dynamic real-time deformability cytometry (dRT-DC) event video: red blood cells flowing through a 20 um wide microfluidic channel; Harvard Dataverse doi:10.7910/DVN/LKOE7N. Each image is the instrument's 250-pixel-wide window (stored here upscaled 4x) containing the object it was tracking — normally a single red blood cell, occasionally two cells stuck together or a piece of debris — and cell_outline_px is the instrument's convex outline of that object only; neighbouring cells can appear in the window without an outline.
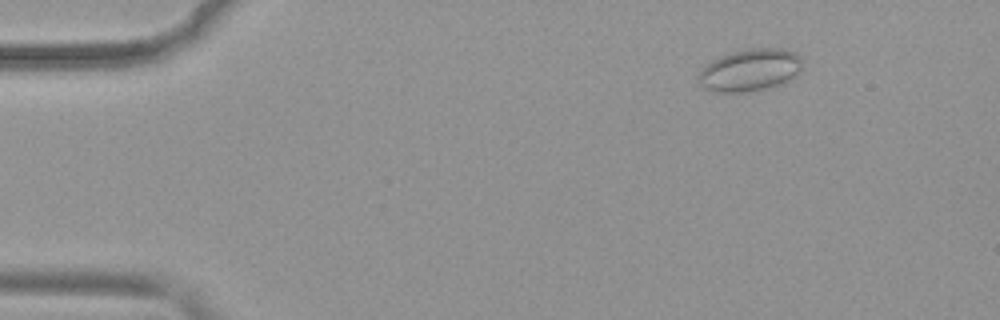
{"species": "common noctule bat (a hibernating species)", "species_latin": "Nyctalus noctula", "temperature_condition": "warm", "stored_images_in_passage": 52, "camera_frame_rate_fps": 3000, "um_per_image_px": 0.085, "animal": {"sex": "female", "body_mass_g": 19.9}, "frame": {"image": 1, "passage_image": 7, "time_ms": 2.0, "image_size_px": [1000, 320], "cell_outline_px": [[800, 68], [796, 76], [776, 84], [764, 88], [748, 92], [712, 92], [700, 88], [696, 80], [696, 76], [700, 68], [712, 60], [720, 56], [732, 52], [752, 48], [784, 48], [800, 56]], "centroid_in_image_um": [63.62, 5.96], "position_along_channel_um": 21.4, "area_um2": 25.66}}
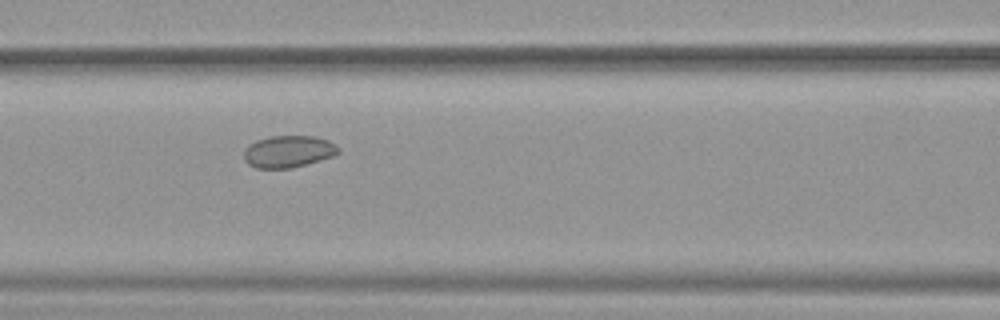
{"frame": {"image": 2, "passage_image": 23, "time_ms": 7.333, "image_size_px": [1000, 320], "cell_outline_px": [[340, 152], [332, 156], [292, 168], [256, 168], [248, 164], [244, 160], [244, 148], [248, 144], [256, 140], [272, 136], [316, 136], [328, 140], [336, 144], [340, 148]], "centroid_in_image_um": [24.49, 12.87], "position_along_channel_um": 142.1, "area_um2": 17.69}}
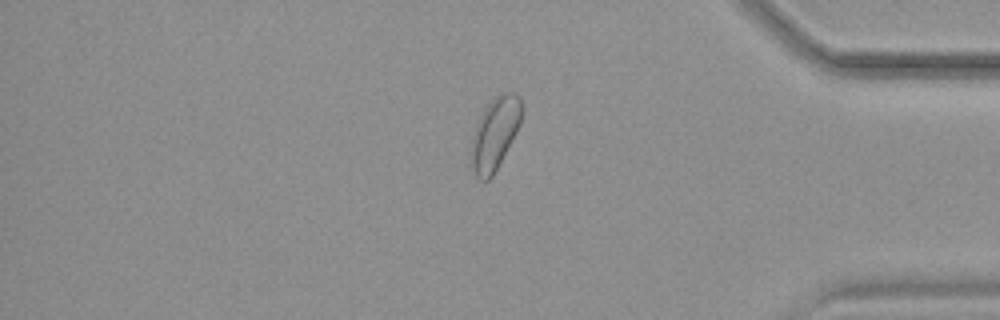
{"frame": {"image": 3, "passage_image": 44, "time_ms": 14.333, "image_size_px": [1000, 320], "cell_outline_px": [[524, 108], [520, 124], [516, 132], [492, 176], [488, 180], [480, 180], [476, 176], [468, 160], [468, 152], [472, 136], [476, 124], [484, 108], [500, 92], [516, 92], [520, 96]], "centroid_in_image_um": [42.04, 11.33], "position_along_channel_um": 393.2, "area_um2": 21.68}, "authors_computed_cell_mechanics": {"area_um2": 20.1433, "velocity_mm_per_s": 3.9315, "shape_relaxation_time_tau1_ms": null, "shape_relaxation_time_tau2_ms": 2.8148, "deformation_change_tau1": null, "deformation_change_tau2": 0.0553}}